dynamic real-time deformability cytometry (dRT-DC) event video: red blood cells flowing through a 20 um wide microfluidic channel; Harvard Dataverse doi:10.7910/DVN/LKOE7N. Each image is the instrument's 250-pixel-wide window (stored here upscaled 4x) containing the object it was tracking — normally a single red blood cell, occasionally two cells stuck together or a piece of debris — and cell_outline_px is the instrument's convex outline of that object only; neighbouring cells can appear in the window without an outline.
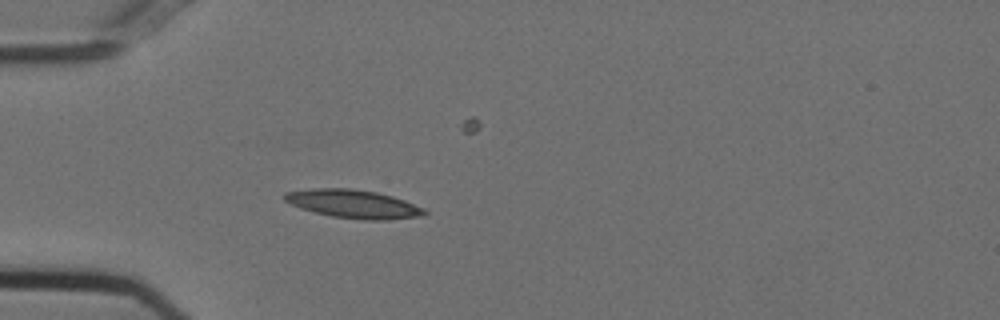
{"species": "Egyptian fruit bat (a non-hibernating species)", "species_latin": "Rousettus aegyptiacus", "temperature_condition": "cold", "stored_images_in_passage": 40, "camera_frame_rate_fps": 3000, "um_per_image_px": 0.085, "animal": {"sex": "female"}, "frame": {"image": 1, "passage_image": 1, "time_ms": 0.0, "image_size_px": [1000, 320], "cell_outline_px": [[428, 212], [424, 216], [388, 220], [364, 220], [332, 216], [300, 208], [284, 200], [284, 192], [312, 188], [352, 188], [376, 192], [392, 196], [404, 200], [424, 208]], "centroid_in_image_um": [30.07, 17.33], "position_along_channel_um": 54.9, "area_um2": 23.18}}
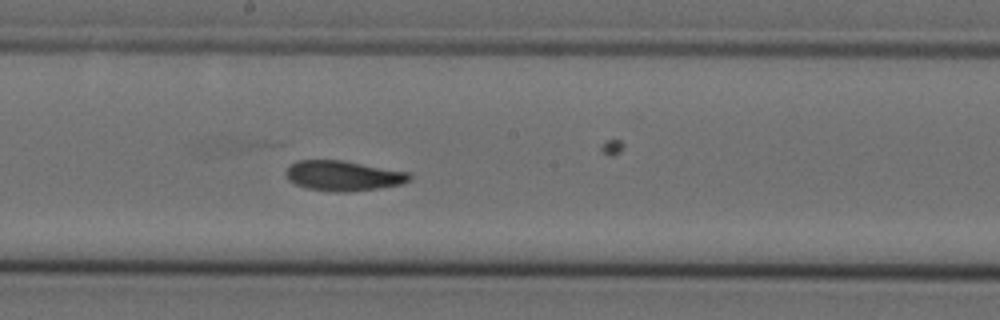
{"frame": {"image": 2, "passage_image": 15, "time_ms": 4.667, "image_size_px": [1000, 320], "cell_outline_px": [[412, 180], [400, 184], [380, 188], [348, 192], [332, 192], [308, 188], [296, 184], [288, 180], [284, 172], [296, 160], [344, 160], [412, 172]], "centroid_in_image_um": [29.23, 14.93], "position_along_channel_um": 219.0, "area_um2": 22.02}}
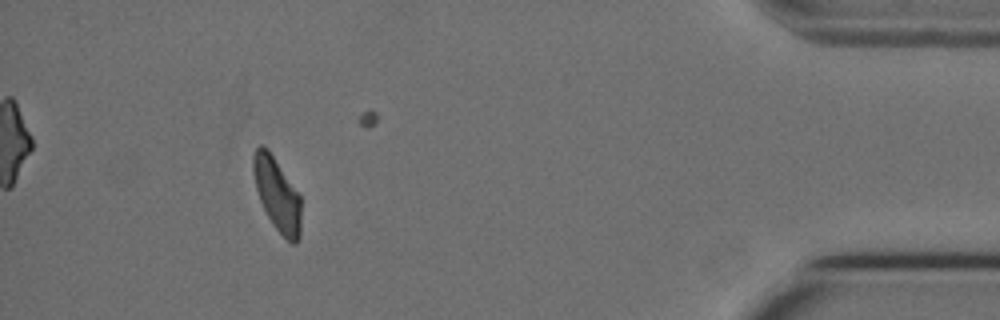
{"frame": {"image": 3, "passage_image": 35, "time_ms": 11.333, "image_size_px": [1000, 320], "cell_outline_px": [[300, 236], [296, 244], [292, 244], [272, 224], [260, 200], [256, 188], [252, 172], [252, 156], [256, 148], [260, 144], [268, 148], [300, 196]], "centroid_in_image_um": [23.53, 16.49], "position_along_channel_um": 411.7, "area_um2": 20.17}, "authors_computed_cell_mechanics": {"area_um2": 21.5594, "velocity_mm_per_s": 3.7103, "shape_relaxation_time_tau1_ms": 5.5707, "shape_relaxation_time_tau2_ms": 2.3477, "deformation_change_tau1": 0.1652, "deformation_change_tau2": 0.0853}}